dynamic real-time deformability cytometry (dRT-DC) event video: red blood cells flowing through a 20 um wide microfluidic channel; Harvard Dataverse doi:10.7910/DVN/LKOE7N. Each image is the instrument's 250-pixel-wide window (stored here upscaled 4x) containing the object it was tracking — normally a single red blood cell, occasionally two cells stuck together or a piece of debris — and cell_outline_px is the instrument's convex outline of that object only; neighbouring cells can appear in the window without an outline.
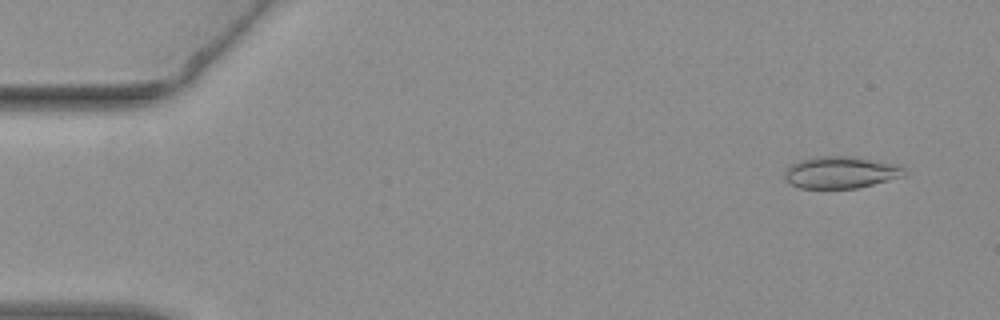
{"species": "common noctule bat (a hibernating species)", "species_latin": "Nyctalus noctula", "temperature_condition": "warm", "stored_images_in_passage": 30, "camera_frame_rate_fps": 3000, "um_per_image_px": 0.085, "animal": {"sex": "female", "body_mass_g": 19.3, "forearm_length_mm": 54.1}, "frame": {"image": 1, "passage_image": 4, "time_ms": 1.0, "image_size_px": [1000, 320], "cell_outline_px": [[908, 172], [904, 176], [856, 188], [800, 188], [788, 184], [784, 180], [784, 172], [792, 164], [800, 160], [820, 156], [856, 156], [896, 164], [904, 168]], "centroid_in_image_um": [71.45, 14.65], "position_along_channel_um": 13.5, "area_um2": 22.37}}
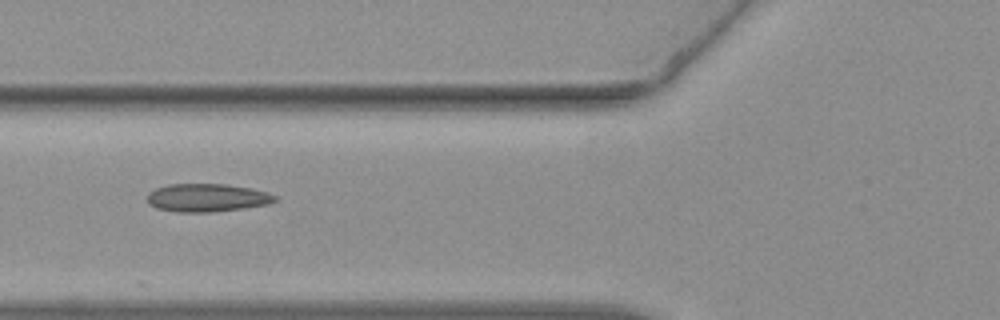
{"frame": {"image": 2, "passage_image": 21, "time_ms": 6.667, "image_size_px": [1000, 320], "cell_outline_px": [[276, 200], [268, 204], [244, 208], [212, 212], [176, 212], [156, 208], [148, 204], [148, 192], [156, 188], [168, 184], [224, 184], [252, 188], [268, 192], [276, 196]], "centroid_in_image_um": [17.58, 16.81], "position_along_channel_um": 108.2, "area_um2": 20.98}}
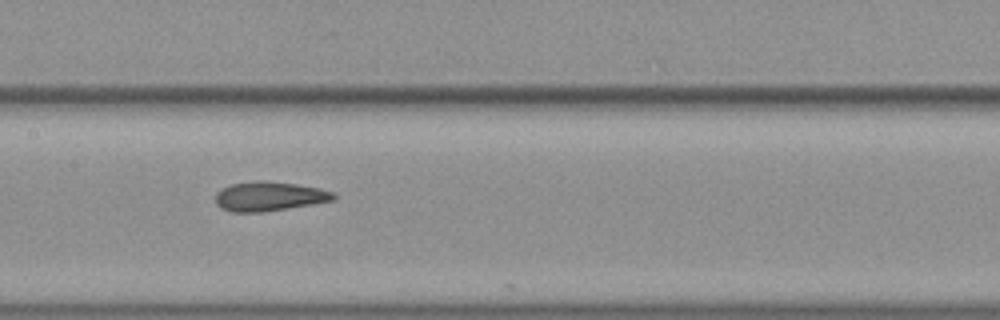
{"frame": {"image": 3, "passage_image": 27, "time_ms": 8.667, "image_size_px": [1000, 320], "cell_outline_px": [[336, 200], [288, 208], [260, 212], [232, 212], [220, 208], [216, 204], [216, 192], [220, 188], [232, 184], [256, 180], [296, 184], [320, 188], [332, 192], [336, 196]], "centroid_in_image_um": [22.86, 16.69], "position_along_channel_um": 184.5, "area_um2": 20.17}}